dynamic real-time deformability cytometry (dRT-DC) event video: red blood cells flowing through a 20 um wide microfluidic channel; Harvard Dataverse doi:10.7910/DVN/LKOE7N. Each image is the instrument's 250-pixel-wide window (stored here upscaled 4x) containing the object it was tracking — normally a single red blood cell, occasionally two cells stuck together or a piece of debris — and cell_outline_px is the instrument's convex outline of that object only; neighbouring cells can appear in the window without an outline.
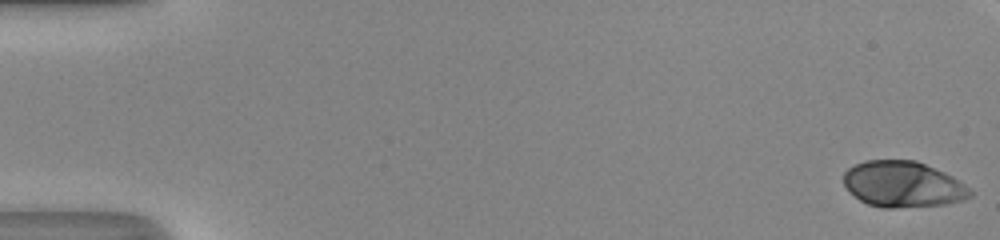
{"species": "human", "species_latin": "Homo sapiens", "temperature_condition": "room temperature", "stored_images_in_passage": 51, "camera_frame_rate_fps": 3000, "um_per_image_px": 0.085, "donor": {"sex": "male"}, "frame": {"image": 1, "passage_image": 1, "time_ms": 0.0, "image_size_px": [1000, 240], "cell_outline_px": [[972, 196], [964, 200], [944, 204], [892, 208], [880, 208], [868, 204], [860, 200], [844, 184], [844, 172], [848, 168], [864, 160], [916, 160], [944, 172], [952, 176], [964, 184], [972, 192]], "centroid_in_image_um": [76.76, 15.66], "position_along_channel_um": 8.2, "area_um2": 33.7}}
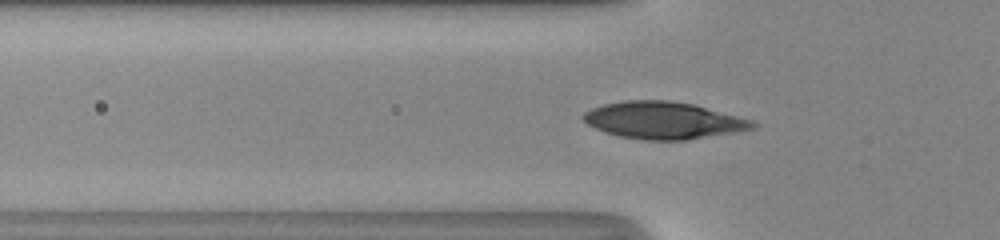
{"frame": {"image": 2, "passage_image": 18, "time_ms": 5.667, "image_size_px": [1000, 240], "cell_outline_px": [[756, 128], [736, 132], [688, 140], [644, 140], [620, 136], [604, 132], [588, 124], [580, 116], [584, 112], [592, 108], [604, 104], [624, 100], [668, 100], [696, 104], [752, 120], [756, 124]], "centroid_in_image_um": [56.4, 10.22], "position_along_channel_um": 69.4, "area_um2": 36.76}}
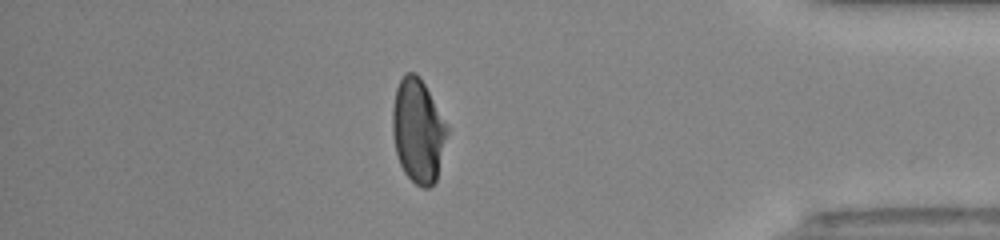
{"frame": {"image": 3, "passage_image": 44, "time_ms": 14.333, "image_size_px": [1000, 240], "cell_outline_px": [[448, 132], [436, 180], [428, 188], [424, 188], [416, 184], [404, 172], [400, 164], [396, 152], [392, 132], [392, 108], [396, 88], [404, 72], [416, 72], [420, 76], [448, 124]], "centroid_in_image_um": [35.53, 11.07], "position_along_channel_um": 399.7, "area_um2": 33.23}, "authors_computed_cell_mechanics": {"area_um2": 34.7956, "velocity_mm_per_s": 4.1959, "shape_relaxation_time_tau1_ms": 4.0496, "shape_relaxation_time_tau2_ms": null, "deformation_change_tau1": 0.1856, "deformation_change_tau2": null}}